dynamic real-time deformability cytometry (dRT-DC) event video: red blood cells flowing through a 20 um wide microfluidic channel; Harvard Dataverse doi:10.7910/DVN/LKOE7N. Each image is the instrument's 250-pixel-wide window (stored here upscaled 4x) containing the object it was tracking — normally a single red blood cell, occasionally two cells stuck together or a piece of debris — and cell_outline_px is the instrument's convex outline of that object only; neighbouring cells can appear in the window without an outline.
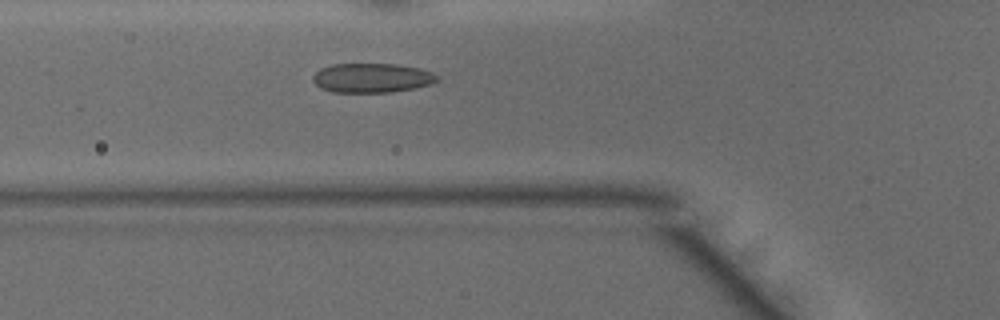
{"species": "common noctule bat (a hibernating species)", "species_latin": "Nyctalus noctula", "temperature_condition": "warm", "stored_images_in_passage": 35, "camera_frame_rate_fps": 3000, "um_per_image_px": 0.085, "animal": {"sex": "male", "body_mass_g": 15.6}, "frame": {"image": 1, "passage_image": 8, "time_ms": 2.333, "image_size_px": [1000, 320], "cell_outline_px": [[436, 80], [428, 84], [412, 88], [392, 92], [332, 92], [320, 88], [312, 80], [312, 76], [320, 68], [332, 64], [396, 64], [420, 68], [432, 72], [436, 76]], "centroid_in_image_um": [31.54, 6.61], "position_along_channel_um": 94.3, "area_um2": 21.1}}
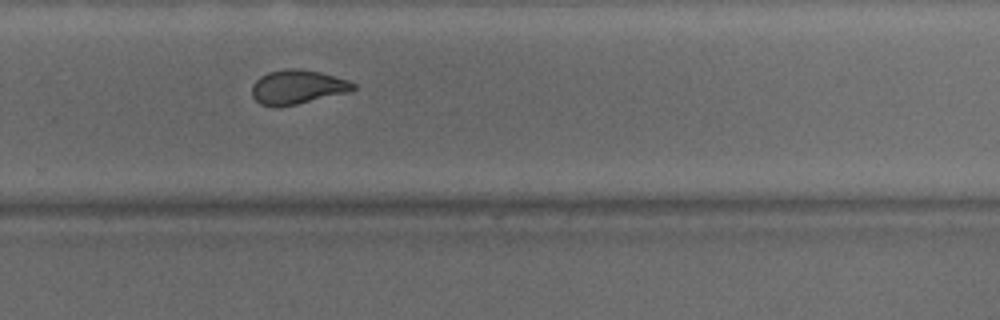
{"frame": {"image": 2, "passage_image": 23, "time_ms": 7.333, "image_size_px": [1000, 320], "cell_outline_px": [[356, 88], [348, 92], [280, 108], [276, 108], [260, 104], [252, 96], [252, 84], [260, 76], [268, 72], [288, 68], [300, 68], [320, 72], [348, 80], [356, 84]], "centroid_in_image_um": [25.25, 7.4], "position_along_channel_um": 304.5, "area_um2": 20.35}}
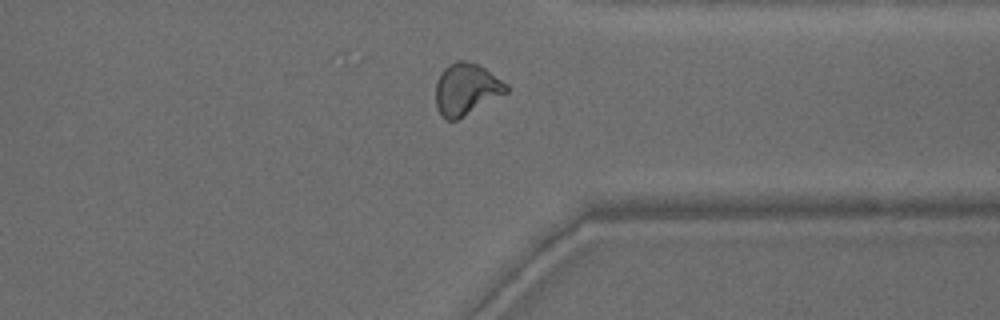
{"frame": {"image": 3, "passage_image": 28, "time_ms": 9.0, "image_size_px": [1000, 320], "cell_outline_px": [[508, 92], [456, 120], [448, 120], [436, 108], [436, 80], [444, 68], [448, 64], [456, 60], [464, 60], [476, 64], [484, 68], [508, 84]], "centroid_in_image_um": [39.62, 7.56], "position_along_channel_um": 371.8, "area_um2": 21.04}, "authors_computed_cell_mechanics": {"area_um2": 20.6346, "velocity_mm_per_s": 4.198, "shape_relaxation_time_tau1_ms": null, "shape_relaxation_time_tau2_ms": 0.9082, "deformation_change_tau1": null, "deformation_change_tau2": 0.0633}}